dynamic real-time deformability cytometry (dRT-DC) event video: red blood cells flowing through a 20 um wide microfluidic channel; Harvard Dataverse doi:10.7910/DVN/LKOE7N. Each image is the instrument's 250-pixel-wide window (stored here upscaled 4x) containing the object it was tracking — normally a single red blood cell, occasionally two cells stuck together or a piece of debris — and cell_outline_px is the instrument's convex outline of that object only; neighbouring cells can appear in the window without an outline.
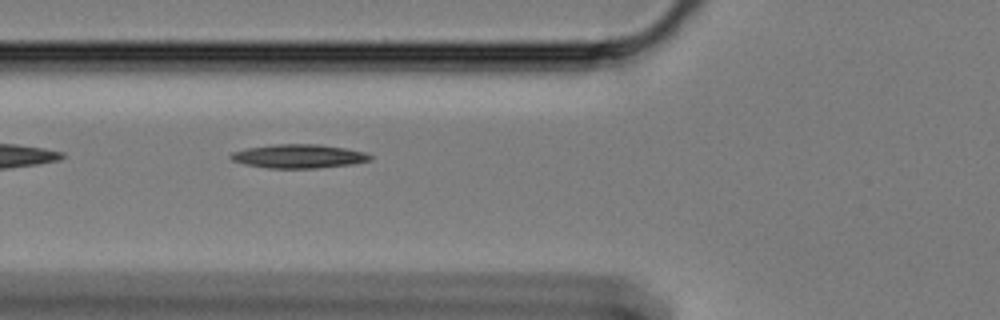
{"species": "Egyptian fruit bat (a non-hibernating species)", "species_latin": "Rousettus aegyptiacus", "temperature_condition": "cold", "stored_images_in_passage": 38, "camera_frame_rate_fps": 3000, "um_per_image_px": 0.085, "animal": {"sex": "female"}, "frame": {"image": 1, "passage_image": 3, "time_ms": 0.667, "image_size_px": [1000, 320], "cell_outline_px": [[372, 160], [352, 164], [316, 168], [268, 168], [244, 164], [232, 160], [228, 156], [232, 152], [248, 148], [276, 144], [320, 144], [344, 148], [364, 152], [372, 156]], "centroid_in_image_um": [25.39, 13.28], "position_along_channel_um": 100.4, "area_um2": 19.25}}
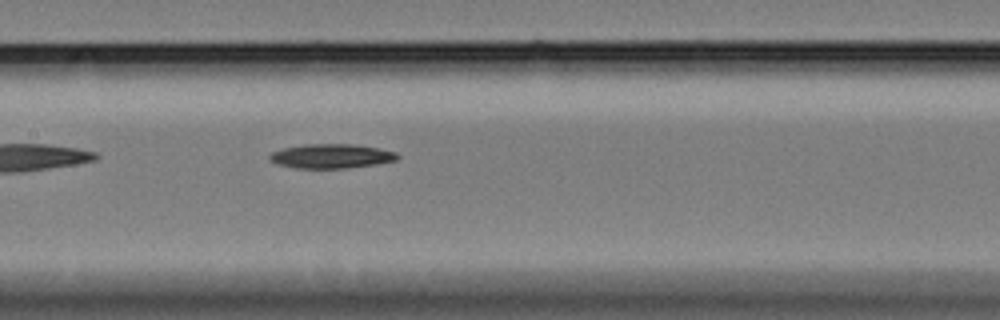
{"frame": {"image": 2, "passage_image": 10, "time_ms": 3.0, "image_size_px": [1000, 320], "cell_outline_px": [[400, 156], [396, 160], [376, 164], [348, 168], [296, 168], [276, 164], [268, 160], [268, 156], [272, 152], [284, 148], [304, 144], [356, 144], [380, 148], [396, 152]], "centroid_in_image_um": [28.15, 13.27], "position_along_channel_um": 179.2, "area_um2": 18.26}}
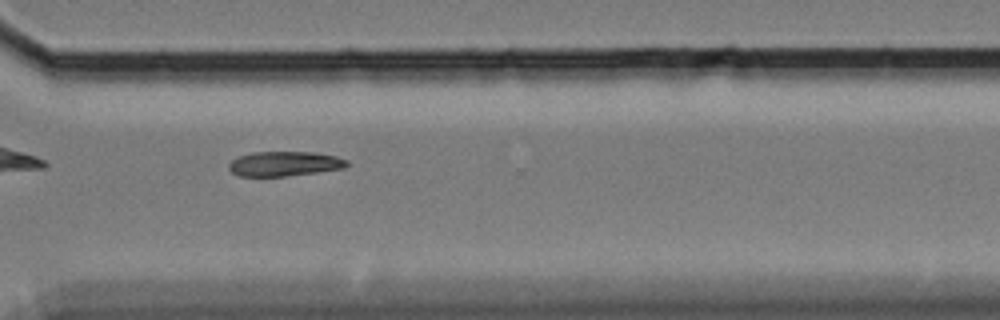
{"frame": {"image": 3, "passage_image": 25, "time_ms": 8.0, "image_size_px": [1000, 320], "cell_outline_px": [[348, 164], [344, 168], [316, 172], [284, 176], [236, 176], [228, 168], [228, 164], [236, 156], [252, 152], [316, 152], [336, 156], [348, 160]], "centroid_in_image_um": [24.14, 13.91], "position_along_channel_um": 346.5, "area_um2": 17.11}}